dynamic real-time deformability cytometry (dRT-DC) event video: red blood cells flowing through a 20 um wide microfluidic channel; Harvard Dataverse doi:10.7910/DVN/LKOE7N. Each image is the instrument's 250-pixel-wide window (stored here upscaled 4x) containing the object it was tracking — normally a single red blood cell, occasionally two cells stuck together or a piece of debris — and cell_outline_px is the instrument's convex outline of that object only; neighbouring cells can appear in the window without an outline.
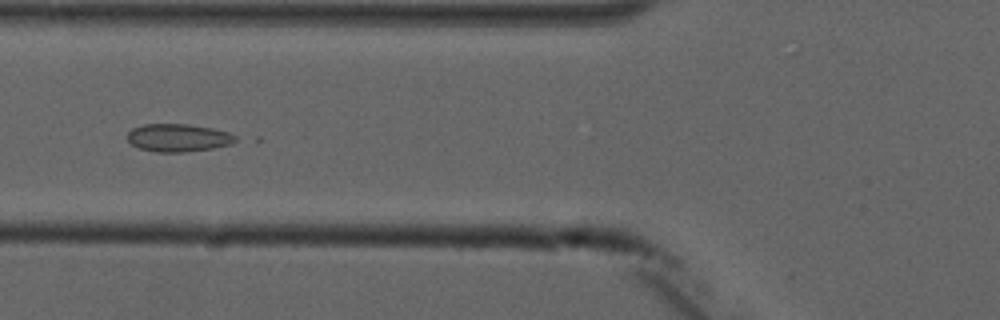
{"species": "common noctule bat (a hibernating species)", "species_latin": "Nyctalus noctula", "temperature_condition": "cold", "stored_images_in_passage": 7, "camera_frame_rate_fps": 3000, "um_per_image_px": 0.085, "animal": {"sex": "male", "forearm_length_mm": 52.5}, "frame": {"image": 1, "passage_image": 6, "time_ms": 6.0, "image_size_px": [1000, 320], "cell_outline_px": [[240, 140], [232, 144], [212, 148], [184, 152], [156, 152], [140, 148], [132, 144], [128, 140], [128, 132], [132, 128], [144, 124], [188, 124], [212, 128], [228, 132], [236, 136]], "centroid_in_image_um": [15.18, 11.71], "position_along_channel_um": 110.6, "area_um2": 17.57}}
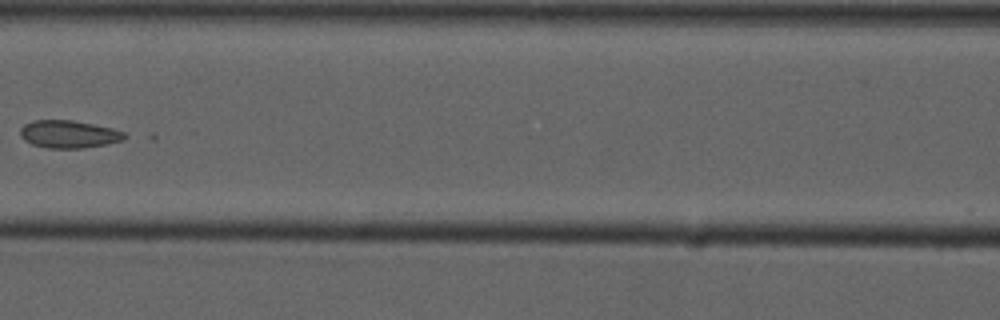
{"frame": {"image": 2, "passage_image": 7, "time_ms": 7.333, "image_size_px": [1000, 320], "cell_outline_px": [[132, 136], [124, 140], [108, 144], [80, 148], [48, 148], [32, 144], [24, 140], [20, 136], [20, 128], [24, 124], [32, 120], [72, 120], [112, 128], [124, 132]], "centroid_in_image_um": [5.88, 11.4], "position_along_channel_um": 160.7, "area_um2": 16.99}}